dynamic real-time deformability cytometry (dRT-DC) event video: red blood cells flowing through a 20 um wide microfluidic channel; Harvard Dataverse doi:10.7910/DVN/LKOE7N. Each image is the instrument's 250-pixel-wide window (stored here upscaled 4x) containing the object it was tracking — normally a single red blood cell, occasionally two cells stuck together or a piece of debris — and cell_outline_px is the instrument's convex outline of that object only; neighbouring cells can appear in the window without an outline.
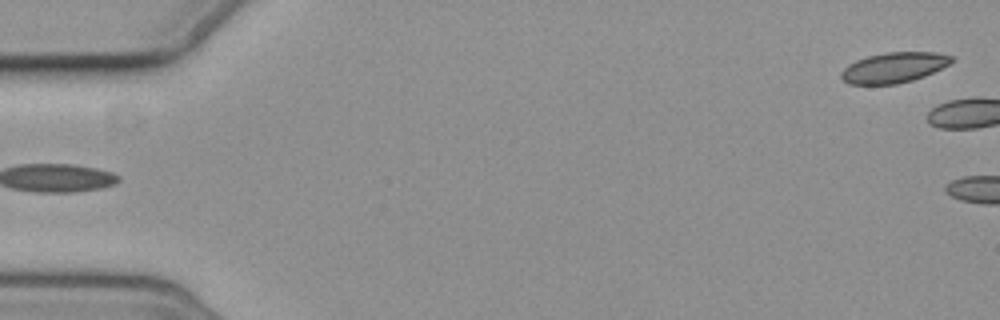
{"species": "common noctule bat (a hibernating species)", "species_latin": "Nyctalus noctula", "temperature_condition": "cold", "stored_images_in_passage": 3, "camera_frame_rate_fps": 3000, "um_per_image_px": 0.085, "animal": {"sex": "female", "body_mass_g": 19.3, "forearm_length_mm": 54.1}, "frame": {"image": 1, "passage_image": 3, "time_ms": 2.333, "image_size_px": [1000, 320], "cell_outline_px": [[956, 60], [924, 76], [912, 80], [896, 84], [848, 84], [840, 76], [840, 72], [848, 64], [856, 60], [868, 56], [884, 52], [936, 52], [952, 56]], "centroid_in_image_um": [75.96, 5.73], "position_along_channel_um": 9.0, "area_um2": 19.48}}